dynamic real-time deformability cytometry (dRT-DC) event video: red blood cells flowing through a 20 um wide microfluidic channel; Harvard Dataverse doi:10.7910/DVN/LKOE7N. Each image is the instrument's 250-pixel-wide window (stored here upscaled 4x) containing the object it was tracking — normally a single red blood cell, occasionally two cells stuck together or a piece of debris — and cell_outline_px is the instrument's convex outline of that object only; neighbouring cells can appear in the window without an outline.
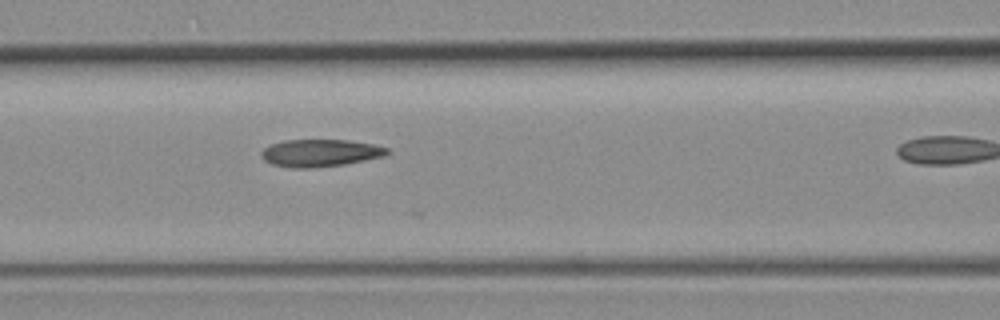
{"species": "common noctule bat (a hibernating species)", "species_latin": "Nyctalus noctula", "temperature_condition": "room temperature", "stored_images_in_passage": 12, "camera_frame_rate_fps": 3000, "um_per_image_px": 0.085, "animal": {"sex": "female", "body_mass_g": 19.3, "forearm_length_mm": 54.1}, "frame": {"image": 1, "passage_image": 8, "time_ms": 2.333, "image_size_px": [1000, 320], "cell_outline_px": [[392, 152], [384, 156], [344, 164], [312, 168], [292, 168], [272, 164], [264, 160], [260, 156], [260, 152], [264, 148], [272, 144], [284, 140], [348, 140], [376, 144], [388, 148]], "centroid_in_image_um": [27.23, 13.0], "position_along_channel_um": 139.4, "area_um2": 20.17}}
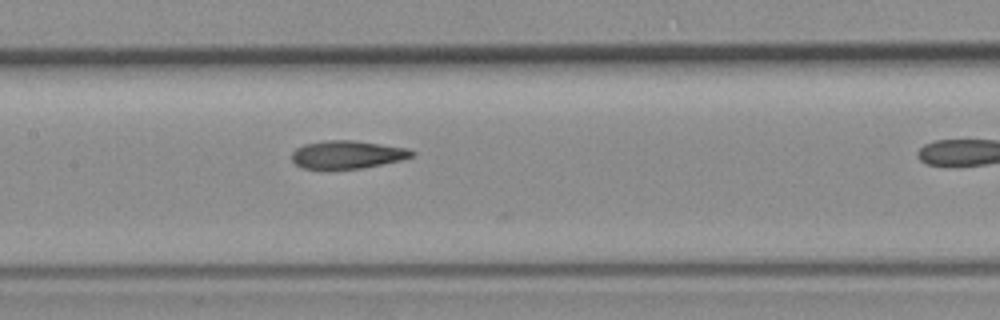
{"frame": {"image": 2, "passage_image": 11, "time_ms": 3.333, "image_size_px": [1000, 320], "cell_outline_px": [[416, 156], [400, 160], [364, 168], [324, 172], [304, 168], [296, 164], [292, 160], [292, 152], [296, 148], [304, 144], [324, 140], [352, 140], [408, 148], [416, 152]], "centroid_in_image_um": [29.49, 13.18], "position_along_channel_um": 177.9, "area_um2": 20.35}}